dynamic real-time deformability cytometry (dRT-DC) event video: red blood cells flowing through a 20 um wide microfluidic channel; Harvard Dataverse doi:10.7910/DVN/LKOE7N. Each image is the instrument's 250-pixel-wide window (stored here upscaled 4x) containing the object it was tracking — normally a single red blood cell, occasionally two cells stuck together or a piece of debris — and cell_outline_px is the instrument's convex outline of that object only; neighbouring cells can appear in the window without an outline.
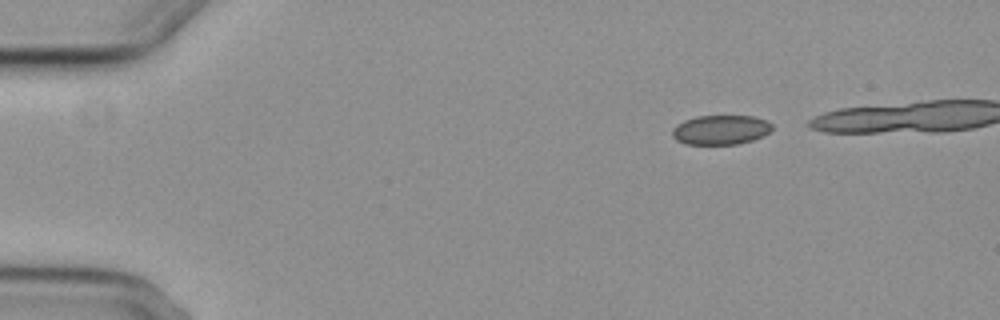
{"species": "common noctule bat (a hibernating species)", "species_latin": "Nyctalus noctula", "temperature_condition": "cold", "stored_images_in_passage": 4, "camera_frame_rate_fps": 3000, "um_per_image_px": 0.085, "animal": {"sex": "female", "body_mass_g": 29.2, "forearm_length_mm": 56.3}, "frame": {"image": 1, "passage_image": 1, "time_ms": 0.0, "image_size_px": [1000, 320], "cell_outline_px": [[772, 128], [764, 136], [752, 140], [736, 144], [684, 144], [676, 140], [672, 136], [672, 128], [676, 124], [684, 120], [696, 116], [752, 116], [764, 120], [772, 124]], "centroid_in_image_um": [61.21, 11.04], "position_along_channel_um": 23.8, "area_um2": 17.17}}